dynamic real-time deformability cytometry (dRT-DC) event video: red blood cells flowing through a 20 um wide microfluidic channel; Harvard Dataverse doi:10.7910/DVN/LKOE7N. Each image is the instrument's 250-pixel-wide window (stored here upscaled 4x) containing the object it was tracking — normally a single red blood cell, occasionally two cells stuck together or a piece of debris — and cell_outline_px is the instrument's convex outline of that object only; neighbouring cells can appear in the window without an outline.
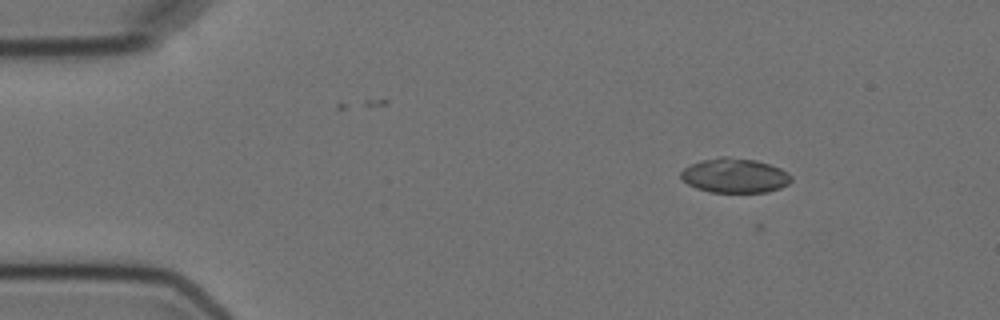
{"species": "Egyptian fruit bat (a non-hibernating species)", "species_latin": "Rousettus aegyptiacus", "temperature_condition": "cold", "stored_images_in_passage": 9, "camera_frame_rate_fps": 3000, "um_per_image_px": 0.085, "animal": {"sex": "female"}, "frame": {"image": 1, "passage_image": 1, "time_ms": 0.0, "image_size_px": [1000, 320], "cell_outline_px": [[792, 180], [788, 184], [780, 188], [768, 192], [712, 192], [696, 188], [688, 184], [680, 176], [680, 172], [684, 168], [700, 160], [720, 156], [728, 156], [756, 160], [780, 168], [788, 172], [792, 176]], "centroid_in_image_um": [62.46, 14.91], "position_along_channel_um": 22.5, "area_um2": 22.31}}
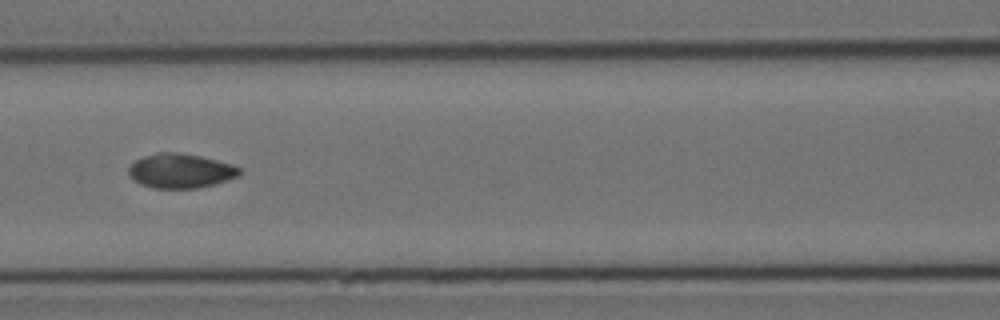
{"frame": {"image": 2, "passage_image": 6, "time_ms": 5.667, "image_size_px": [1000, 320], "cell_outline_px": [[240, 176], [212, 184], [196, 188], [152, 188], [140, 184], [132, 180], [128, 172], [128, 168], [136, 160], [144, 156], [156, 152], [180, 152], [200, 156], [232, 164], [240, 168]], "centroid_in_image_um": [15.31, 14.52], "position_along_channel_um": 151.3, "area_um2": 22.25}}
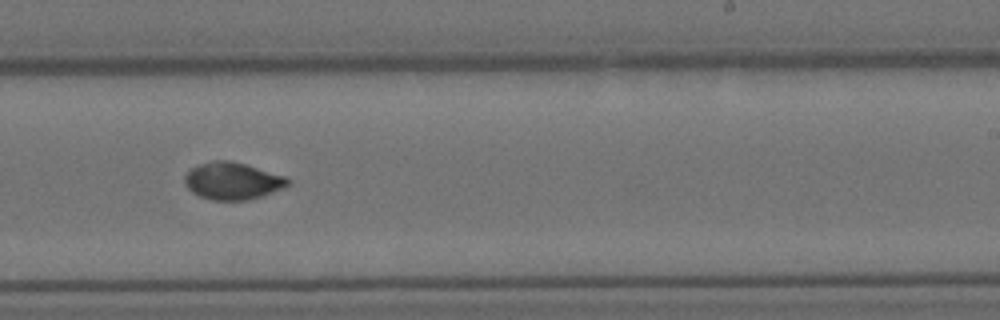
{"frame": {"image": 3, "passage_image": 9, "time_ms": 9.0, "image_size_px": [1000, 320], "cell_outline_px": [[292, 184], [284, 188], [248, 200], [212, 200], [200, 196], [192, 192], [184, 184], [184, 176], [192, 168], [200, 164], [212, 160], [228, 160], [244, 164], [288, 176], [292, 180]], "centroid_in_image_um": [19.8, 15.38], "position_along_channel_um": 269.2, "area_um2": 22.48}}